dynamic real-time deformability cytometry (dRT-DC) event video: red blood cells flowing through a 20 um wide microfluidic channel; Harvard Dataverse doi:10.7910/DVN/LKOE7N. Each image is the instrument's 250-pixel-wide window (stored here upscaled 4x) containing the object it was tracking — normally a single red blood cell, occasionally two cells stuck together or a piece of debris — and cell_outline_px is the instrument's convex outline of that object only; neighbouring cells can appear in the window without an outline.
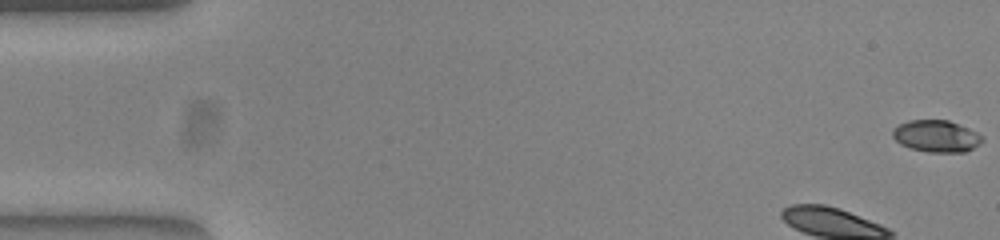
{"species": "common noctule bat (a hibernating species)", "species_latin": "Nyctalus noctula", "temperature_condition": "warm", "stored_images_in_passage": 51, "camera_frame_rate_fps": 3000, "um_per_image_px": 0.085, "animal": {"sex": "female", "body_mass_g": 23.0, "forearm_length_mm": 53.4}, "frame": {"image": 1, "passage_image": 1, "time_ms": 0.0, "image_size_px": [1000, 240], "cell_outline_px": [[984, 140], [980, 144], [964, 152], [928, 152], [908, 148], [900, 144], [892, 136], [892, 128], [908, 120], [948, 120], [968, 128], [984, 136]], "centroid_in_image_um": [79.58, 11.57], "position_along_channel_um": 5.4, "area_um2": 16.76}}
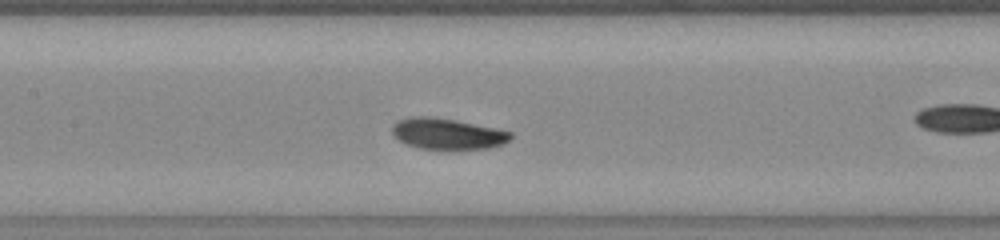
{"frame": {"image": 2, "passage_image": 22, "time_ms": 7.0, "image_size_px": [1000, 240], "cell_outline_px": [[512, 136], [504, 144], [488, 148], [420, 148], [408, 144], [400, 140], [392, 132], [392, 128], [396, 120], [416, 116], [424, 116], [452, 120], [512, 132]], "centroid_in_image_um": [38.01, 11.37], "position_along_channel_um": 169.4, "area_um2": 20.58}, "authors_computed_cell_mechanics": {"area_um2": 20.6924, "velocity_mm_per_s": 3.852, "shape_relaxation_time_tau1_ms": 5.279, "shape_relaxation_time_tau2_ms": null, "deformation_change_tau1": 0.1808, "deformation_change_tau2": null}}